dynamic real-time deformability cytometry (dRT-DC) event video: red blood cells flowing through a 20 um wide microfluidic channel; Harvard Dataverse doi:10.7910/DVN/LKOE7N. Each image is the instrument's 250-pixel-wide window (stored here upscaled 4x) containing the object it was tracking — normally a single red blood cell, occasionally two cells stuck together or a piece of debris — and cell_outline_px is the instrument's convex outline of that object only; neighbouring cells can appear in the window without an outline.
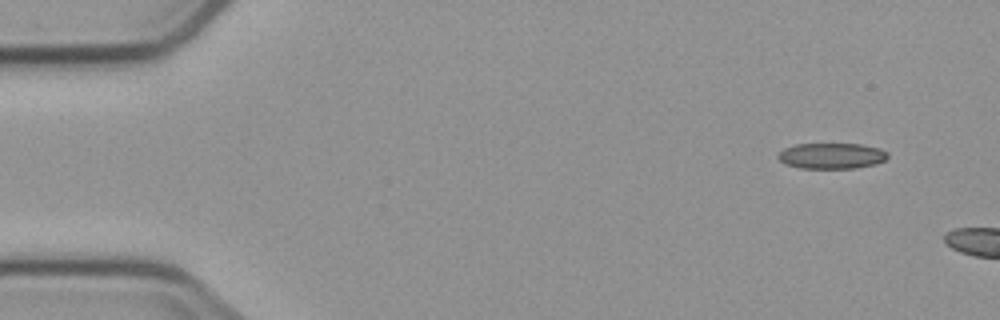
{"species": "common noctule bat (a hibernating species)", "species_latin": "Nyctalus noctula", "temperature_condition": "cold", "stored_images_in_passage": 2, "camera_frame_rate_fps": 3000, "um_per_image_px": 0.085, "animal": {"sex": "male", "body_mass_g": 23.1, "forearm_length_mm": 52.7}, "frame": {"image": 1, "passage_image": 1, "time_ms": 0.0, "image_size_px": [1000, 320], "cell_outline_px": [[888, 156], [884, 160], [876, 164], [856, 168], [800, 168], [784, 164], [776, 156], [784, 148], [796, 144], [860, 144], [880, 148], [888, 152]], "centroid_in_image_um": [70.68, 13.25], "position_along_channel_um": 14.3, "area_um2": 16.53}}